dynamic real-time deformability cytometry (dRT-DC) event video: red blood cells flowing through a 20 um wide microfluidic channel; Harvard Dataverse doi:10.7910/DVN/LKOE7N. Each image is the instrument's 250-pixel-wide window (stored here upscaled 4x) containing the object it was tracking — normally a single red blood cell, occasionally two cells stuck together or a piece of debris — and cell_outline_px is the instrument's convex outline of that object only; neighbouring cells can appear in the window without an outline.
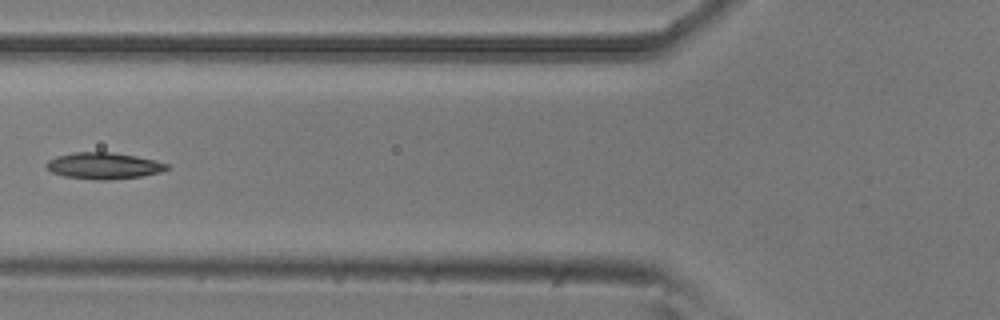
{"species": "common noctule bat (a hibernating species)", "species_latin": "Nyctalus noctula", "temperature_condition": "room temperature", "stored_images_in_passage": 7, "camera_frame_rate_fps": 3000, "um_per_image_px": 0.085, "animal": {"sex": "male", "body_mass_g": 20.5, "forearm_length_mm": 52.5}, "frame": {"image": 1, "passage_image": 7, "time_ms": 2.0, "image_size_px": [1000, 320], "cell_outline_px": [[168, 168], [160, 172], [140, 176], [112, 180], [96, 180], [64, 176], [52, 172], [44, 164], [48, 160], [56, 156], [72, 152], [112, 152], [136, 156], [156, 160], [168, 164]], "centroid_in_image_um": [8.79, 14.08], "position_along_channel_um": 117.0, "area_um2": 18.61}}